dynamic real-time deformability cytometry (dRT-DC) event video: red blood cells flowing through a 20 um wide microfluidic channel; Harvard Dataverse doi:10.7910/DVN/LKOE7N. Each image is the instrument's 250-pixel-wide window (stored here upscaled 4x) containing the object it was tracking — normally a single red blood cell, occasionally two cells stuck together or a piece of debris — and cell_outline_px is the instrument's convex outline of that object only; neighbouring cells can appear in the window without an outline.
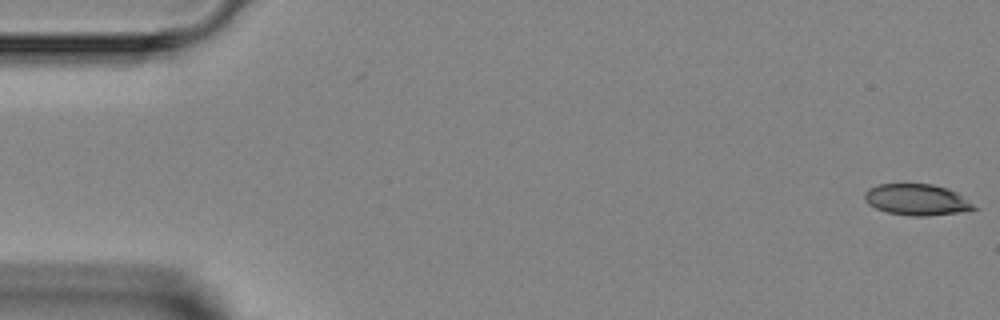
{"species": "Egyptian fruit bat (a non-hibernating species)", "species_latin": "Rousettus aegyptiacus", "temperature_condition": "room temperature", "stored_images_in_passage": 4, "camera_frame_rate_fps": 3000, "um_per_image_px": 0.085, "animal": {"sex": "female"}, "frame": {"image": 1, "passage_image": 1, "time_ms": 0.0, "image_size_px": [1000, 320], "cell_outline_px": [[980, 208], [968, 212], [928, 216], [912, 216], [888, 212], [876, 208], [868, 204], [864, 200], [864, 192], [868, 188], [880, 184], [932, 184], [948, 188], [956, 192]], "centroid_in_image_um": [77.97, 16.98], "position_along_channel_um": 7.0, "area_um2": 20.17}}